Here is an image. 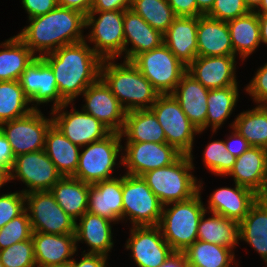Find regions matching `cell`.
I'll return each mask as SVG.
<instances>
[{"instance_id": "obj_43", "label": "cell", "mask_w": 267, "mask_h": 267, "mask_svg": "<svg viewBox=\"0 0 267 267\" xmlns=\"http://www.w3.org/2000/svg\"><path fill=\"white\" fill-rule=\"evenodd\" d=\"M0 260L4 267H37L32 238L0 250Z\"/></svg>"}, {"instance_id": "obj_10", "label": "cell", "mask_w": 267, "mask_h": 267, "mask_svg": "<svg viewBox=\"0 0 267 267\" xmlns=\"http://www.w3.org/2000/svg\"><path fill=\"white\" fill-rule=\"evenodd\" d=\"M131 62L159 94H171L187 72V67L164 43L158 48L140 53Z\"/></svg>"}, {"instance_id": "obj_9", "label": "cell", "mask_w": 267, "mask_h": 267, "mask_svg": "<svg viewBox=\"0 0 267 267\" xmlns=\"http://www.w3.org/2000/svg\"><path fill=\"white\" fill-rule=\"evenodd\" d=\"M150 109L164 130L166 143L182 155L193 152L195 135L201 132L195 127L172 94H160Z\"/></svg>"}, {"instance_id": "obj_24", "label": "cell", "mask_w": 267, "mask_h": 267, "mask_svg": "<svg viewBox=\"0 0 267 267\" xmlns=\"http://www.w3.org/2000/svg\"><path fill=\"white\" fill-rule=\"evenodd\" d=\"M32 240L37 267L72 261L78 249L75 234H50L33 231Z\"/></svg>"}, {"instance_id": "obj_16", "label": "cell", "mask_w": 267, "mask_h": 267, "mask_svg": "<svg viewBox=\"0 0 267 267\" xmlns=\"http://www.w3.org/2000/svg\"><path fill=\"white\" fill-rule=\"evenodd\" d=\"M18 81L32 103L33 109L38 110L39 105L51 102L53 103L51 110H53L66 103L58 92L54 73L43 57L36 56L20 75Z\"/></svg>"}, {"instance_id": "obj_13", "label": "cell", "mask_w": 267, "mask_h": 267, "mask_svg": "<svg viewBox=\"0 0 267 267\" xmlns=\"http://www.w3.org/2000/svg\"><path fill=\"white\" fill-rule=\"evenodd\" d=\"M74 102L65 104L51 111L53 125L73 144L79 147L104 139L111 131L98 119L85 112L72 107L71 111L65 110Z\"/></svg>"}, {"instance_id": "obj_40", "label": "cell", "mask_w": 267, "mask_h": 267, "mask_svg": "<svg viewBox=\"0 0 267 267\" xmlns=\"http://www.w3.org/2000/svg\"><path fill=\"white\" fill-rule=\"evenodd\" d=\"M130 9L162 34L176 17L167 0H132Z\"/></svg>"}, {"instance_id": "obj_12", "label": "cell", "mask_w": 267, "mask_h": 267, "mask_svg": "<svg viewBox=\"0 0 267 267\" xmlns=\"http://www.w3.org/2000/svg\"><path fill=\"white\" fill-rule=\"evenodd\" d=\"M25 205L33 231L75 234L76 221L58 205L50 191L25 194Z\"/></svg>"}, {"instance_id": "obj_15", "label": "cell", "mask_w": 267, "mask_h": 267, "mask_svg": "<svg viewBox=\"0 0 267 267\" xmlns=\"http://www.w3.org/2000/svg\"><path fill=\"white\" fill-rule=\"evenodd\" d=\"M125 244L137 267H160L175 251L163 238L160 227L132 226Z\"/></svg>"}, {"instance_id": "obj_37", "label": "cell", "mask_w": 267, "mask_h": 267, "mask_svg": "<svg viewBox=\"0 0 267 267\" xmlns=\"http://www.w3.org/2000/svg\"><path fill=\"white\" fill-rule=\"evenodd\" d=\"M235 250L196 240L183 251L189 267H231L236 265Z\"/></svg>"}, {"instance_id": "obj_50", "label": "cell", "mask_w": 267, "mask_h": 267, "mask_svg": "<svg viewBox=\"0 0 267 267\" xmlns=\"http://www.w3.org/2000/svg\"><path fill=\"white\" fill-rule=\"evenodd\" d=\"M132 0H93L91 11L127 10Z\"/></svg>"}, {"instance_id": "obj_4", "label": "cell", "mask_w": 267, "mask_h": 267, "mask_svg": "<svg viewBox=\"0 0 267 267\" xmlns=\"http://www.w3.org/2000/svg\"><path fill=\"white\" fill-rule=\"evenodd\" d=\"M202 181L191 199L163 206L159 227L163 238L175 252H183L197 240L198 224L206 211L201 200ZM169 207V208H168Z\"/></svg>"}, {"instance_id": "obj_18", "label": "cell", "mask_w": 267, "mask_h": 267, "mask_svg": "<svg viewBox=\"0 0 267 267\" xmlns=\"http://www.w3.org/2000/svg\"><path fill=\"white\" fill-rule=\"evenodd\" d=\"M81 95L84 96L82 109L85 112L98 119L111 132L121 133L127 111L101 78L89 85Z\"/></svg>"}, {"instance_id": "obj_8", "label": "cell", "mask_w": 267, "mask_h": 267, "mask_svg": "<svg viewBox=\"0 0 267 267\" xmlns=\"http://www.w3.org/2000/svg\"><path fill=\"white\" fill-rule=\"evenodd\" d=\"M122 202L123 221L131 226L159 225L163 205L141 176L122 175Z\"/></svg>"}, {"instance_id": "obj_51", "label": "cell", "mask_w": 267, "mask_h": 267, "mask_svg": "<svg viewBox=\"0 0 267 267\" xmlns=\"http://www.w3.org/2000/svg\"><path fill=\"white\" fill-rule=\"evenodd\" d=\"M80 261L73 258V267H110L108 257L102 254L83 253Z\"/></svg>"}, {"instance_id": "obj_31", "label": "cell", "mask_w": 267, "mask_h": 267, "mask_svg": "<svg viewBox=\"0 0 267 267\" xmlns=\"http://www.w3.org/2000/svg\"><path fill=\"white\" fill-rule=\"evenodd\" d=\"M90 184L72 176L61 177L50 189L58 205L76 222L88 209Z\"/></svg>"}, {"instance_id": "obj_20", "label": "cell", "mask_w": 267, "mask_h": 267, "mask_svg": "<svg viewBox=\"0 0 267 267\" xmlns=\"http://www.w3.org/2000/svg\"><path fill=\"white\" fill-rule=\"evenodd\" d=\"M227 176L233 177L236 184L263 197L267 191V150L251 146L236 158Z\"/></svg>"}, {"instance_id": "obj_21", "label": "cell", "mask_w": 267, "mask_h": 267, "mask_svg": "<svg viewBox=\"0 0 267 267\" xmlns=\"http://www.w3.org/2000/svg\"><path fill=\"white\" fill-rule=\"evenodd\" d=\"M234 184V188L220 187L210 194L209 206L205 209L240 223L260 196L249 188Z\"/></svg>"}, {"instance_id": "obj_61", "label": "cell", "mask_w": 267, "mask_h": 267, "mask_svg": "<svg viewBox=\"0 0 267 267\" xmlns=\"http://www.w3.org/2000/svg\"><path fill=\"white\" fill-rule=\"evenodd\" d=\"M263 197L267 200V191H266V193H265V195Z\"/></svg>"}, {"instance_id": "obj_55", "label": "cell", "mask_w": 267, "mask_h": 267, "mask_svg": "<svg viewBox=\"0 0 267 267\" xmlns=\"http://www.w3.org/2000/svg\"><path fill=\"white\" fill-rule=\"evenodd\" d=\"M197 3V17L207 15L212 9L215 0H196Z\"/></svg>"}, {"instance_id": "obj_2", "label": "cell", "mask_w": 267, "mask_h": 267, "mask_svg": "<svg viewBox=\"0 0 267 267\" xmlns=\"http://www.w3.org/2000/svg\"><path fill=\"white\" fill-rule=\"evenodd\" d=\"M28 21L29 25L22 27L17 36L38 57L85 40V15L79 11L57 6Z\"/></svg>"}, {"instance_id": "obj_49", "label": "cell", "mask_w": 267, "mask_h": 267, "mask_svg": "<svg viewBox=\"0 0 267 267\" xmlns=\"http://www.w3.org/2000/svg\"><path fill=\"white\" fill-rule=\"evenodd\" d=\"M175 16L195 17L197 16L196 0H167Z\"/></svg>"}, {"instance_id": "obj_45", "label": "cell", "mask_w": 267, "mask_h": 267, "mask_svg": "<svg viewBox=\"0 0 267 267\" xmlns=\"http://www.w3.org/2000/svg\"><path fill=\"white\" fill-rule=\"evenodd\" d=\"M250 12L244 0H215L207 14L208 17L220 21H230Z\"/></svg>"}, {"instance_id": "obj_56", "label": "cell", "mask_w": 267, "mask_h": 267, "mask_svg": "<svg viewBox=\"0 0 267 267\" xmlns=\"http://www.w3.org/2000/svg\"><path fill=\"white\" fill-rule=\"evenodd\" d=\"M261 43L267 45V14H258Z\"/></svg>"}, {"instance_id": "obj_28", "label": "cell", "mask_w": 267, "mask_h": 267, "mask_svg": "<svg viewBox=\"0 0 267 267\" xmlns=\"http://www.w3.org/2000/svg\"><path fill=\"white\" fill-rule=\"evenodd\" d=\"M198 56H235L227 22L198 16Z\"/></svg>"}, {"instance_id": "obj_7", "label": "cell", "mask_w": 267, "mask_h": 267, "mask_svg": "<svg viewBox=\"0 0 267 267\" xmlns=\"http://www.w3.org/2000/svg\"><path fill=\"white\" fill-rule=\"evenodd\" d=\"M123 20L124 10L90 11L85 16V29L91 30L85 36V41L89 44L93 43V51L102 60L122 58L124 54Z\"/></svg>"}, {"instance_id": "obj_38", "label": "cell", "mask_w": 267, "mask_h": 267, "mask_svg": "<svg viewBox=\"0 0 267 267\" xmlns=\"http://www.w3.org/2000/svg\"><path fill=\"white\" fill-rule=\"evenodd\" d=\"M238 85L211 89L207 97L206 130L211 126L213 134L232 115L239 98Z\"/></svg>"}, {"instance_id": "obj_33", "label": "cell", "mask_w": 267, "mask_h": 267, "mask_svg": "<svg viewBox=\"0 0 267 267\" xmlns=\"http://www.w3.org/2000/svg\"><path fill=\"white\" fill-rule=\"evenodd\" d=\"M234 55L245 61L261 44L258 14H247L227 21Z\"/></svg>"}, {"instance_id": "obj_19", "label": "cell", "mask_w": 267, "mask_h": 267, "mask_svg": "<svg viewBox=\"0 0 267 267\" xmlns=\"http://www.w3.org/2000/svg\"><path fill=\"white\" fill-rule=\"evenodd\" d=\"M236 56H197L187 72L207 89L238 85Z\"/></svg>"}, {"instance_id": "obj_47", "label": "cell", "mask_w": 267, "mask_h": 267, "mask_svg": "<svg viewBox=\"0 0 267 267\" xmlns=\"http://www.w3.org/2000/svg\"><path fill=\"white\" fill-rule=\"evenodd\" d=\"M21 2L28 19L49 13L58 6L57 0H21Z\"/></svg>"}, {"instance_id": "obj_58", "label": "cell", "mask_w": 267, "mask_h": 267, "mask_svg": "<svg viewBox=\"0 0 267 267\" xmlns=\"http://www.w3.org/2000/svg\"><path fill=\"white\" fill-rule=\"evenodd\" d=\"M250 11H255L261 4L262 0H244Z\"/></svg>"}, {"instance_id": "obj_42", "label": "cell", "mask_w": 267, "mask_h": 267, "mask_svg": "<svg viewBox=\"0 0 267 267\" xmlns=\"http://www.w3.org/2000/svg\"><path fill=\"white\" fill-rule=\"evenodd\" d=\"M32 227L27 210L0 229V250L32 238Z\"/></svg>"}, {"instance_id": "obj_59", "label": "cell", "mask_w": 267, "mask_h": 267, "mask_svg": "<svg viewBox=\"0 0 267 267\" xmlns=\"http://www.w3.org/2000/svg\"><path fill=\"white\" fill-rule=\"evenodd\" d=\"M257 14H267V0H262L260 6L255 10Z\"/></svg>"}, {"instance_id": "obj_39", "label": "cell", "mask_w": 267, "mask_h": 267, "mask_svg": "<svg viewBox=\"0 0 267 267\" xmlns=\"http://www.w3.org/2000/svg\"><path fill=\"white\" fill-rule=\"evenodd\" d=\"M30 104L19 81H0V124L28 115Z\"/></svg>"}, {"instance_id": "obj_32", "label": "cell", "mask_w": 267, "mask_h": 267, "mask_svg": "<svg viewBox=\"0 0 267 267\" xmlns=\"http://www.w3.org/2000/svg\"><path fill=\"white\" fill-rule=\"evenodd\" d=\"M44 150L62 177L75 174L82 149L66 138L53 124L47 130Z\"/></svg>"}, {"instance_id": "obj_14", "label": "cell", "mask_w": 267, "mask_h": 267, "mask_svg": "<svg viewBox=\"0 0 267 267\" xmlns=\"http://www.w3.org/2000/svg\"><path fill=\"white\" fill-rule=\"evenodd\" d=\"M10 171V181H22L24 194L35 191H50L62 177L45 150L21 154L14 159Z\"/></svg>"}, {"instance_id": "obj_30", "label": "cell", "mask_w": 267, "mask_h": 267, "mask_svg": "<svg viewBox=\"0 0 267 267\" xmlns=\"http://www.w3.org/2000/svg\"><path fill=\"white\" fill-rule=\"evenodd\" d=\"M121 136L126 143H166L164 130L151 109L127 112Z\"/></svg>"}, {"instance_id": "obj_6", "label": "cell", "mask_w": 267, "mask_h": 267, "mask_svg": "<svg viewBox=\"0 0 267 267\" xmlns=\"http://www.w3.org/2000/svg\"><path fill=\"white\" fill-rule=\"evenodd\" d=\"M122 139L121 133L111 132L104 139L81 147L83 151L79 154L78 167L72 177L88 184L114 178V168L123 164ZM118 158L120 161L116 163Z\"/></svg>"}, {"instance_id": "obj_48", "label": "cell", "mask_w": 267, "mask_h": 267, "mask_svg": "<svg viewBox=\"0 0 267 267\" xmlns=\"http://www.w3.org/2000/svg\"><path fill=\"white\" fill-rule=\"evenodd\" d=\"M233 131L229 137L226 138L225 145L230 154L236 158L247 151L251 146L246 139L243 138L237 131L231 128Z\"/></svg>"}, {"instance_id": "obj_26", "label": "cell", "mask_w": 267, "mask_h": 267, "mask_svg": "<svg viewBox=\"0 0 267 267\" xmlns=\"http://www.w3.org/2000/svg\"><path fill=\"white\" fill-rule=\"evenodd\" d=\"M79 222V223H78ZM75 224V241L89 246L88 252L81 253L102 254L109 256L114 247L112 221L97 214L85 212Z\"/></svg>"}, {"instance_id": "obj_54", "label": "cell", "mask_w": 267, "mask_h": 267, "mask_svg": "<svg viewBox=\"0 0 267 267\" xmlns=\"http://www.w3.org/2000/svg\"><path fill=\"white\" fill-rule=\"evenodd\" d=\"M160 267H189L183 252H174Z\"/></svg>"}, {"instance_id": "obj_52", "label": "cell", "mask_w": 267, "mask_h": 267, "mask_svg": "<svg viewBox=\"0 0 267 267\" xmlns=\"http://www.w3.org/2000/svg\"><path fill=\"white\" fill-rule=\"evenodd\" d=\"M15 156L13 154L10 143L0 131V165L7 169H11L14 163Z\"/></svg>"}, {"instance_id": "obj_22", "label": "cell", "mask_w": 267, "mask_h": 267, "mask_svg": "<svg viewBox=\"0 0 267 267\" xmlns=\"http://www.w3.org/2000/svg\"><path fill=\"white\" fill-rule=\"evenodd\" d=\"M123 28L125 61H132L140 53L158 48L164 43L163 34L132 9L124 10Z\"/></svg>"}, {"instance_id": "obj_35", "label": "cell", "mask_w": 267, "mask_h": 267, "mask_svg": "<svg viewBox=\"0 0 267 267\" xmlns=\"http://www.w3.org/2000/svg\"><path fill=\"white\" fill-rule=\"evenodd\" d=\"M1 47L0 81H18L36 55L17 35L0 43Z\"/></svg>"}, {"instance_id": "obj_17", "label": "cell", "mask_w": 267, "mask_h": 267, "mask_svg": "<svg viewBox=\"0 0 267 267\" xmlns=\"http://www.w3.org/2000/svg\"><path fill=\"white\" fill-rule=\"evenodd\" d=\"M124 146L122 165L127 170L125 173L136 176L169 166L182 155L167 143L137 142L125 143Z\"/></svg>"}, {"instance_id": "obj_27", "label": "cell", "mask_w": 267, "mask_h": 267, "mask_svg": "<svg viewBox=\"0 0 267 267\" xmlns=\"http://www.w3.org/2000/svg\"><path fill=\"white\" fill-rule=\"evenodd\" d=\"M197 27V16H176L163 34L164 44L186 67L198 56Z\"/></svg>"}, {"instance_id": "obj_36", "label": "cell", "mask_w": 267, "mask_h": 267, "mask_svg": "<svg viewBox=\"0 0 267 267\" xmlns=\"http://www.w3.org/2000/svg\"><path fill=\"white\" fill-rule=\"evenodd\" d=\"M230 127L237 131L250 146L267 150V105H257L241 112Z\"/></svg>"}, {"instance_id": "obj_46", "label": "cell", "mask_w": 267, "mask_h": 267, "mask_svg": "<svg viewBox=\"0 0 267 267\" xmlns=\"http://www.w3.org/2000/svg\"><path fill=\"white\" fill-rule=\"evenodd\" d=\"M244 90L256 105H267V63L257 69Z\"/></svg>"}, {"instance_id": "obj_3", "label": "cell", "mask_w": 267, "mask_h": 267, "mask_svg": "<svg viewBox=\"0 0 267 267\" xmlns=\"http://www.w3.org/2000/svg\"><path fill=\"white\" fill-rule=\"evenodd\" d=\"M100 78L127 112L150 109L160 95L131 61L116 64L115 59H104Z\"/></svg>"}, {"instance_id": "obj_60", "label": "cell", "mask_w": 267, "mask_h": 267, "mask_svg": "<svg viewBox=\"0 0 267 267\" xmlns=\"http://www.w3.org/2000/svg\"><path fill=\"white\" fill-rule=\"evenodd\" d=\"M47 267H73V260L68 261L66 263H62V264H58V265H51V266H47Z\"/></svg>"}, {"instance_id": "obj_11", "label": "cell", "mask_w": 267, "mask_h": 267, "mask_svg": "<svg viewBox=\"0 0 267 267\" xmlns=\"http://www.w3.org/2000/svg\"><path fill=\"white\" fill-rule=\"evenodd\" d=\"M40 109H34L28 115L0 124L1 133L7 138L15 157L44 150L47 130L53 124Z\"/></svg>"}, {"instance_id": "obj_57", "label": "cell", "mask_w": 267, "mask_h": 267, "mask_svg": "<svg viewBox=\"0 0 267 267\" xmlns=\"http://www.w3.org/2000/svg\"><path fill=\"white\" fill-rule=\"evenodd\" d=\"M10 182V171L3 165H0V188Z\"/></svg>"}, {"instance_id": "obj_29", "label": "cell", "mask_w": 267, "mask_h": 267, "mask_svg": "<svg viewBox=\"0 0 267 267\" xmlns=\"http://www.w3.org/2000/svg\"><path fill=\"white\" fill-rule=\"evenodd\" d=\"M239 240L249 244L267 267V200L259 197L239 223Z\"/></svg>"}, {"instance_id": "obj_23", "label": "cell", "mask_w": 267, "mask_h": 267, "mask_svg": "<svg viewBox=\"0 0 267 267\" xmlns=\"http://www.w3.org/2000/svg\"><path fill=\"white\" fill-rule=\"evenodd\" d=\"M87 211L107 218L114 224L123 220L121 175L90 184Z\"/></svg>"}, {"instance_id": "obj_41", "label": "cell", "mask_w": 267, "mask_h": 267, "mask_svg": "<svg viewBox=\"0 0 267 267\" xmlns=\"http://www.w3.org/2000/svg\"><path fill=\"white\" fill-rule=\"evenodd\" d=\"M203 162L209 172L224 177L232 170L236 157L228 152L224 140H214L207 143Z\"/></svg>"}, {"instance_id": "obj_53", "label": "cell", "mask_w": 267, "mask_h": 267, "mask_svg": "<svg viewBox=\"0 0 267 267\" xmlns=\"http://www.w3.org/2000/svg\"><path fill=\"white\" fill-rule=\"evenodd\" d=\"M93 0H57L59 7L73 9L85 16L91 11Z\"/></svg>"}, {"instance_id": "obj_25", "label": "cell", "mask_w": 267, "mask_h": 267, "mask_svg": "<svg viewBox=\"0 0 267 267\" xmlns=\"http://www.w3.org/2000/svg\"><path fill=\"white\" fill-rule=\"evenodd\" d=\"M209 89L186 72L171 93L190 122L202 133L206 130Z\"/></svg>"}, {"instance_id": "obj_44", "label": "cell", "mask_w": 267, "mask_h": 267, "mask_svg": "<svg viewBox=\"0 0 267 267\" xmlns=\"http://www.w3.org/2000/svg\"><path fill=\"white\" fill-rule=\"evenodd\" d=\"M25 210V194L22 191L0 195V229Z\"/></svg>"}, {"instance_id": "obj_5", "label": "cell", "mask_w": 267, "mask_h": 267, "mask_svg": "<svg viewBox=\"0 0 267 267\" xmlns=\"http://www.w3.org/2000/svg\"><path fill=\"white\" fill-rule=\"evenodd\" d=\"M193 159V153L181 155L171 165L141 175L163 206L189 200L198 193V179L192 174Z\"/></svg>"}, {"instance_id": "obj_1", "label": "cell", "mask_w": 267, "mask_h": 267, "mask_svg": "<svg viewBox=\"0 0 267 267\" xmlns=\"http://www.w3.org/2000/svg\"><path fill=\"white\" fill-rule=\"evenodd\" d=\"M42 57L51 67L58 92L66 102H73L100 78L103 60L85 40L62 46Z\"/></svg>"}, {"instance_id": "obj_34", "label": "cell", "mask_w": 267, "mask_h": 267, "mask_svg": "<svg viewBox=\"0 0 267 267\" xmlns=\"http://www.w3.org/2000/svg\"><path fill=\"white\" fill-rule=\"evenodd\" d=\"M203 213L198 224L197 240L235 249L239 244V223L216 213Z\"/></svg>"}, {"instance_id": "obj_62", "label": "cell", "mask_w": 267, "mask_h": 267, "mask_svg": "<svg viewBox=\"0 0 267 267\" xmlns=\"http://www.w3.org/2000/svg\"><path fill=\"white\" fill-rule=\"evenodd\" d=\"M0 267H4L3 264H2V262H1V260H0Z\"/></svg>"}]
</instances>
